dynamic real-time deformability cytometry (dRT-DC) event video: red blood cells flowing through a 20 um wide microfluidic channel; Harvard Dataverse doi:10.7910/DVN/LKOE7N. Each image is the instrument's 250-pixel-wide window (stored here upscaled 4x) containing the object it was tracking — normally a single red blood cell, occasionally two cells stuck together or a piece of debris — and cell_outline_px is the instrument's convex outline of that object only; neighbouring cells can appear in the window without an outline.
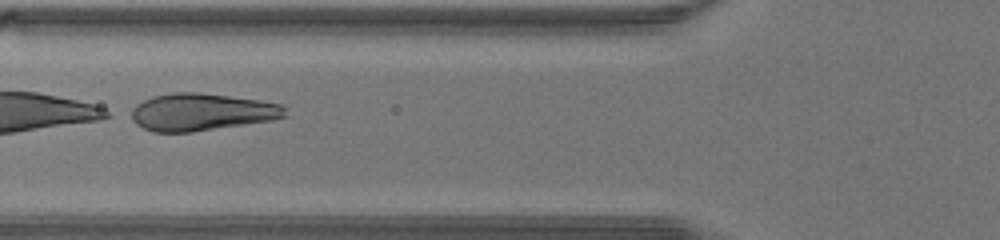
{"species": "human", "species_latin": "Homo sapiens", "temperature_condition": "warm", "stored_images_in_passage": 41, "segment_of_instrument_passage": [2, 2], "camera_frame_rate_fps": 3000, "um_per_image_px": 0.085, "donor": {"sex": "male"}, "frame": {"image": 1, "passage_image": 16, "time_ms": 5.0, "image_size_px": [1000, 240], "cell_outline_px": [[288, 116], [272, 120], [192, 132], [152, 132], [136, 124], [132, 120], [132, 108], [136, 104], [152, 96], [172, 92], [200, 92], [260, 100], [284, 104]], "centroid_in_image_um": [17.15, 9.51], "position_along_channel_um": 108.6, "area_um2": 33.64}}
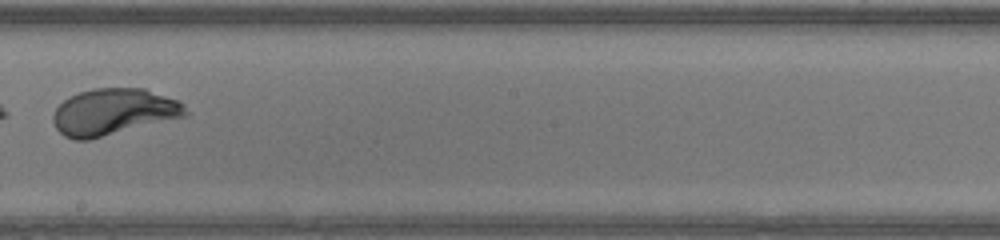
{"frame": {"image": 2, "passage_image": 24, "time_ms": 7.667, "image_size_px": [1000, 240], "cell_outline_px": [[192, 112], [188, 116], [88, 140], [76, 140], [64, 136], [56, 128], [52, 120], [52, 116], [56, 108], [68, 96], [92, 88], [144, 88], [176, 100], [184, 104]], "centroid_in_image_um": [9.68, 9.51], "position_along_channel_um": 238.5, "area_um2": 36.13}}
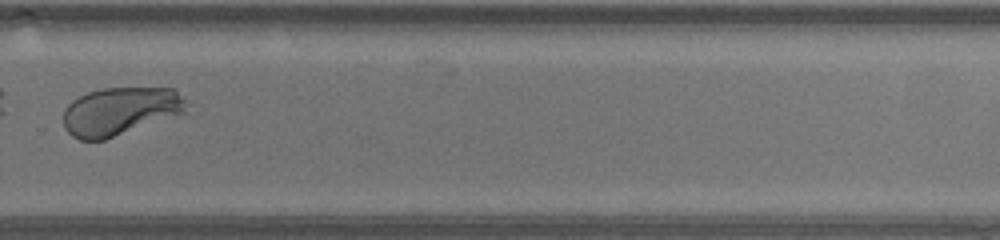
{"frame": {"image": 3, "passage_image": 29, "time_ms": 9.333, "image_size_px": [1000, 240], "cell_outline_px": [[188, 100], [184, 112], [104, 140], [80, 140], [72, 136], [64, 128], [64, 108], [72, 100], [88, 92], [104, 88], [176, 88]], "centroid_in_image_um": [10.2, 9.44], "position_along_channel_um": 319.6, "area_um2": 34.33}}